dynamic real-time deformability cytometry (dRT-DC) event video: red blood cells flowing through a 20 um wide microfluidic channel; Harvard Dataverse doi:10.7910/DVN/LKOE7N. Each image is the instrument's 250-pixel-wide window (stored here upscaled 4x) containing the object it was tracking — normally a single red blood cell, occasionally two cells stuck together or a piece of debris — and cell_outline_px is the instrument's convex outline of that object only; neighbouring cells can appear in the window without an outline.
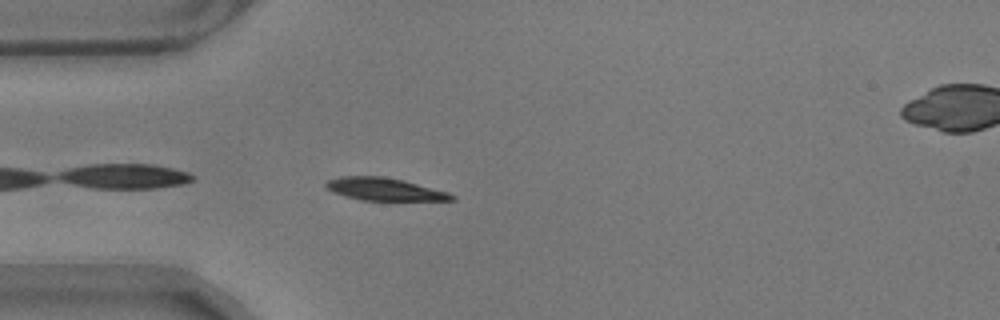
{"species": "common noctule bat (a hibernating species)", "species_latin": "Nyctalus noctula", "temperature_condition": "warm", "stored_images_in_passage": 43, "camera_frame_rate_fps": 3000, "um_per_image_px": 0.085, "animal": {"sex": "male", "body_mass_g": 17.9}, "frame": {"image": 1, "passage_image": 2, "time_ms": 0.333, "image_size_px": [1000, 320], "cell_outline_px": [[456, 200], [360, 200], [344, 196], [332, 192], [324, 184], [328, 180], [340, 176], [384, 176], [404, 180], [448, 192], [456, 196]], "centroid_in_image_um": [32.67, 16.08], "position_along_channel_um": 52.3, "area_um2": 16.59}}
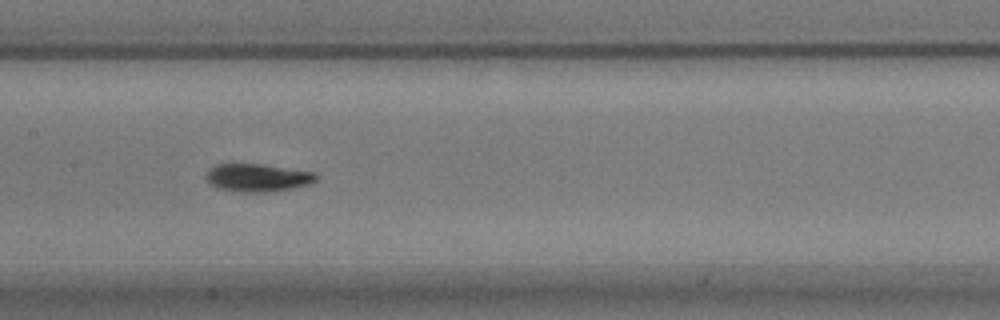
{"frame": {"image": 2, "passage_image": 14, "time_ms": 4.333, "image_size_px": [1000, 320], "cell_outline_px": [[320, 176], [316, 180], [308, 184], [292, 188], [268, 192], [240, 192], [216, 188], [204, 176], [208, 168], [216, 164], [232, 160], [316, 172]], "centroid_in_image_um": [21.82, 15.05], "position_along_channel_um": 185.6, "area_um2": 18.61}}
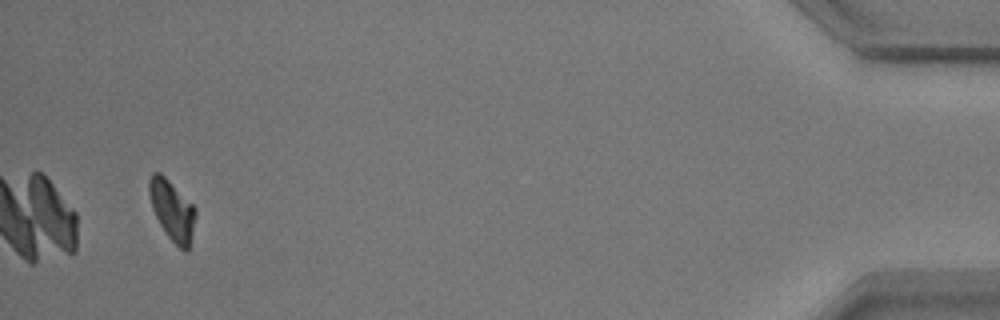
{"frame": {"image": 3, "passage_image": 41, "time_ms": 13.333, "image_size_px": [1000, 320], "cell_outline_px": [[196, 216], [188, 252], [184, 252], [168, 236], [160, 224], [152, 208], [148, 192], [148, 180], [152, 172], [160, 172], [196, 208]], "centroid_in_image_um": [14.62, 17.87], "position_along_channel_um": 420.6, "area_um2": 16.13}, "authors_computed_cell_mechanics": {"area_um2": 16.9354, "velocity_mm_per_s": 3.5011, "shape_relaxation_time_tau1_ms": 3.6837, "shape_relaxation_time_tau2_ms": 7.7584, "deformation_change_tau1": 0.1268, "deformation_change_tau2": 0.0769}}